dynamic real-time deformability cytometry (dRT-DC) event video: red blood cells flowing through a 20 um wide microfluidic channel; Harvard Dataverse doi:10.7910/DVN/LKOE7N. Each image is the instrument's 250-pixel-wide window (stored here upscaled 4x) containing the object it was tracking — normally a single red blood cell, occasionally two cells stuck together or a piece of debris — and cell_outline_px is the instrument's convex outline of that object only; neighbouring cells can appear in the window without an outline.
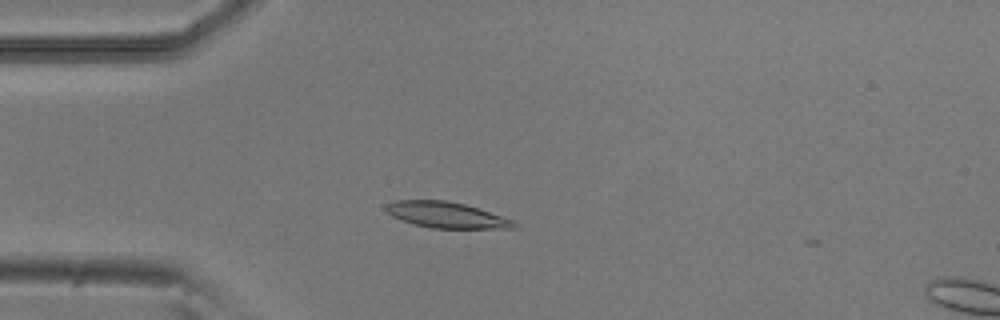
{"species": "common noctule bat (a hibernating species)", "species_latin": "Nyctalus noctula", "temperature_condition": "room temperature", "stored_images_in_passage": 4, "camera_frame_rate_fps": 3000, "um_per_image_px": 0.085, "animal": {"sex": "male", "body_mass_g": 20.5, "forearm_length_mm": 52.5}, "frame": {"image": 1, "passage_image": 3, "time_ms": 0.667, "image_size_px": [1000, 320], "cell_outline_px": [[520, 224], [516, 228], [432, 228], [400, 220], [392, 216], [384, 208], [384, 204], [396, 200], [444, 200], [464, 204], [516, 220]], "centroid_in_image_um": [37.97, 18.27], "position_along_channel_um": 47.0, "area_um2": 19.42}}